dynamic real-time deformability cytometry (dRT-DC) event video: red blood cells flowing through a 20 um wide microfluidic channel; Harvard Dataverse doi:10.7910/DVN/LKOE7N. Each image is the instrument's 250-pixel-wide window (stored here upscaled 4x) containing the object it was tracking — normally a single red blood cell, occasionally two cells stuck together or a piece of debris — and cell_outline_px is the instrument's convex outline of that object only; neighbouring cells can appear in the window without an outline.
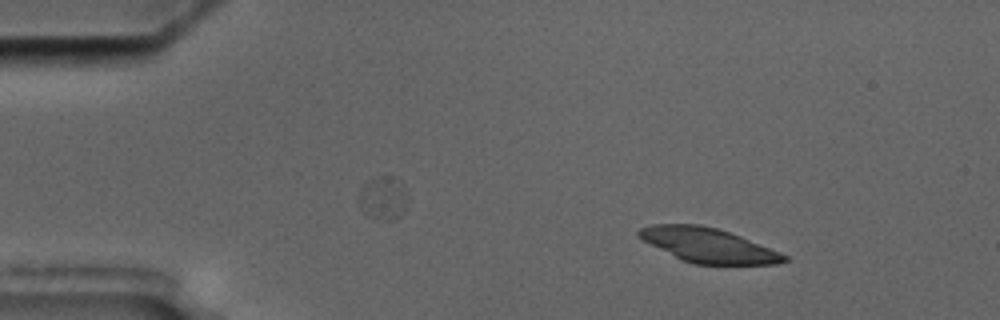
{"species": "common noctule bat (a hibernating species)", "species_latin": "Nyctalus noctula", "temperature_condition": "cold", "stored_images_in_passage": 4, "camera_frame_rate_fps": 3000, "um_per_image_px": 0.085, "animal": {"sex": "male", "body_mass_g": 17.5, "forearm_length_mm": 52.3}, "frame": {"image": 1, "passage_image": 2, "time_ms": 1.0, "image_size_px": [1000, 320], "cell_outline_px": [[788, 260], [776, 264], [696, 264], [680, 260], [636, 236], [636, 232], [640, 228], [652, 224], [700, 224], [716, 228], [740, 236], [780, 252], [788, 256]], "centroid_in_image_um": [60.16, 20.84], "position_along_channel_um": 24.8, "area_um2": 28.96}}